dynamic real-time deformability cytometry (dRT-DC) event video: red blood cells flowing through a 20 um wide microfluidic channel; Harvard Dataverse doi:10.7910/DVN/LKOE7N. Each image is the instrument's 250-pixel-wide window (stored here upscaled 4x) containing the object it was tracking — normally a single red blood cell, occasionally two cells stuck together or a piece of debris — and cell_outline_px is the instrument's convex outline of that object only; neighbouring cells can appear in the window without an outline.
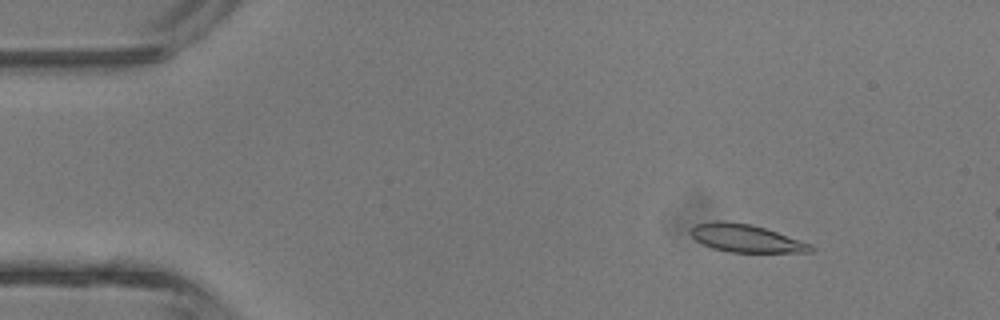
{"species": "common noctule bat (a hibernating species)", "species_latin": "Nyctalus noctula", "temperature_condition": "room temperature", "stored_images_in_passage": 4, "camera_frame_rate_fps": 3000, "um_per_image_px": 0.085, "animal": {"sex": "male", "body_mass_g": 13.3}, "frame": {"image": 1, "passage_image": 2, "time_ms": 1.333, "image_size_px": [1000, 320], "cell_outline_px": [[816, 248], [812, 252], [728, 252], [712, 248], [696, 240], [688, 232], [696, 224], [716, 220], [724, 220], [748, 224], [764, 228], [812, 244]], "centroid_in_image_um": [63.39, 20.25], "position_along_channel_um": 21.6, "area_um2": 19.36}}